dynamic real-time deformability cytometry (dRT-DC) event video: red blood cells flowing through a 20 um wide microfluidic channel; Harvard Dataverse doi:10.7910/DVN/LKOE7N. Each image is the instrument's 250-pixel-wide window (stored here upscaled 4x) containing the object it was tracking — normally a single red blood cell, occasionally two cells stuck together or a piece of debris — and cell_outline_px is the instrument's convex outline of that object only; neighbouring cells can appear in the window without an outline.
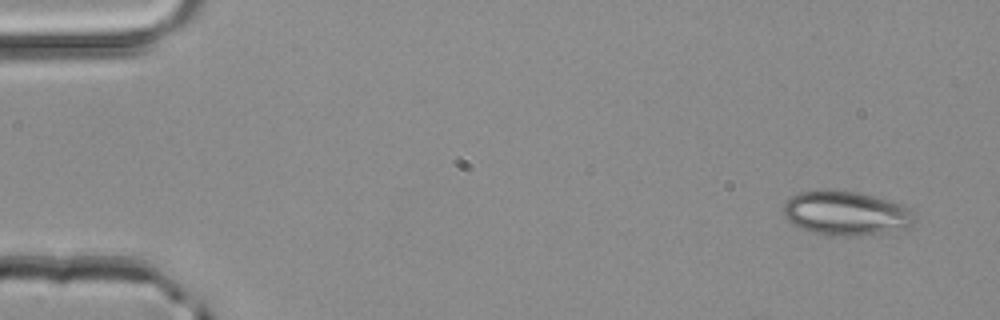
{"species": "common noctule bat (a hibernating species)", "species_latin": "Nyctalus noctula", "temperature_condition": "room temperature", "stored_images_in_passage": 3, "camera_frame_rate_fps": 3000, "um_per_image_px": 0.085, "animal": {"sex": "male", "body_mass_g": 20.4}, "frame": {"image": 1, "passage_image": 1, "time_ms": 0.0, "image_size_px": [1000, 320], "cell_outline_px": [[916, 220], [908, 228], [888, 232], [860, 236], [824, 236], [812, 232], [792, 224], [784, 216], [784, 200], [800, 192], [820, 188], [828, 188], [856, 192], [892, 200], [904, 204], [912, 208], [916, 212]], "centroid_in_image_um": [71.95, 18.11], "position_along_channel_um": 13.1, "area_um2": 34.97}}